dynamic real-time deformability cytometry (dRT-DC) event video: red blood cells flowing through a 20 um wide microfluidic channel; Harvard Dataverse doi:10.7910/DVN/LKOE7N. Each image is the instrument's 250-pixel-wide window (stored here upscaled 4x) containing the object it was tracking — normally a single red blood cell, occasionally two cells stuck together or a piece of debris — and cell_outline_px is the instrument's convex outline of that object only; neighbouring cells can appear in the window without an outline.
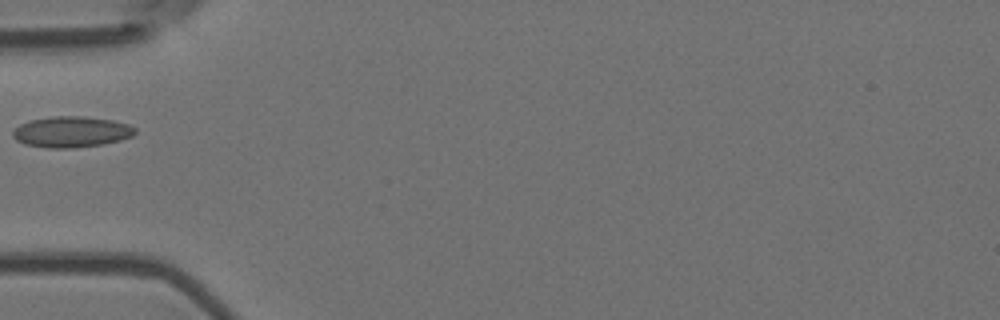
{"species": "Egyptian fruit bat (a non-hibernating species)", "species_latin": "Rousettus aegyptiacus", "temperature_condition": "room temperature", "stored_images_in_passage": 1, "camera_frame_rate_fps": 3000, "um_per_image_px": 0.085, "animal": {"sex": "female"}, "frame": {"image": 1, "passage_image": 1, "time_ms": 0.0, "image_size_px": [1000, 320], "cell_outline_px": [[136, 132], [132, 136], [120, 140], [104, 144], [72, 148], [48, 148], [24, 144], [16, 140], [12, 136], [12, 132], [20, 124], [28, 120], [52, 116], [80, 116], [112, 120], [128, 124], [136, 128]], "centroid_in_image_um": [6.05, 11.21], "position_along_channel_um": 78.9, "area_um2": 22.14}}